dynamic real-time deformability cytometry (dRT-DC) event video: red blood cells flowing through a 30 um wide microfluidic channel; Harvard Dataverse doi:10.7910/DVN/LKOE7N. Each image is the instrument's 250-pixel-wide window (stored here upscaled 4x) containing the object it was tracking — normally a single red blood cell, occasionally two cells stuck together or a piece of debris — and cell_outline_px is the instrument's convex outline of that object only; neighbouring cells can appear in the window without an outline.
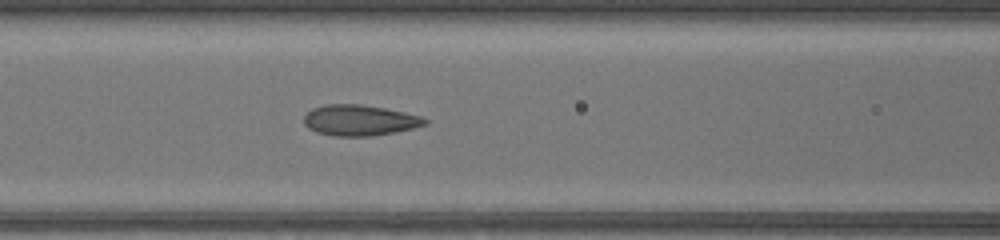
{"species": "common noctule bat (a hibernating species)", "species_latin": "Nyctalus noctula", "temperature_condition": "warm", "stored_images_in_passage": 15, "camera_frame_rate_fps": 3000, "um_per_image_px": 0.085, "animal": {"sex": "female", "body_mass_g": 17.0, "forearm_length_mm": 48.0}, "frame": {"image": 1, "passage_image": 11, "time_ms": 3.333, "image_size_px": [1000, 240], "cell_outline_px": [[428, 124], [396, 132], [372, 136], [336, 136], [316, 132], [308, 128], [304, 124], [304, 116], [312, 108], [324, 104], [360, 104], [384, 108], [404, 112], [420, 116], [428, 120]], "centroid_in_image_um": [30.55, 10.22], "position_along_channel_um": 136.0, "area_um2": 21.73}}